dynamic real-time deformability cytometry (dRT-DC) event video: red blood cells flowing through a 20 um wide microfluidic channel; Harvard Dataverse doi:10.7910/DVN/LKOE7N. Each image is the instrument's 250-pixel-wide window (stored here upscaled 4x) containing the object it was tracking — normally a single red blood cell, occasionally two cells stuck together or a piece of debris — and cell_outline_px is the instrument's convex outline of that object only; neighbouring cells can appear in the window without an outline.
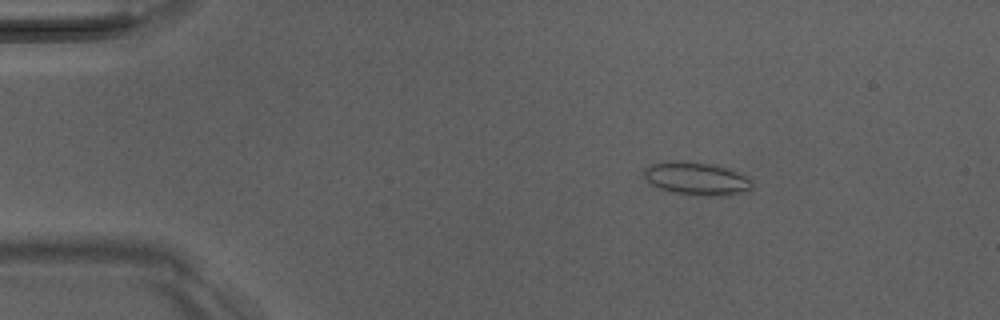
{"species": "Egyptian fruit bat (a non-hibernating species)", "species_latin": "Rousettus aegyptiacus", "temperature_condition": "room temperature", "stored_images_in_passage": 29, "camera_frame_rate_fps": 3000, "um_per_image_px": 0.085, "animal": {"sex": "male"}, "frame": {"image": 1, "passage_image": 4, "time_ms": 1.0, "image_size_px": [1000, 320], "cell_outline_px": [[752, 188], [740, 192], [724, 196], [704, 196], [672, 192], [660, 188], [652, 184], [644, 176], [644, 168], [652, 164], [708, 164], [724, 168], [736, 172], [752, 180]], "centroid_in_image_um": [59.24, 15.25], "position_along_channel_um": 25.8, "area_um2": 19.48}}